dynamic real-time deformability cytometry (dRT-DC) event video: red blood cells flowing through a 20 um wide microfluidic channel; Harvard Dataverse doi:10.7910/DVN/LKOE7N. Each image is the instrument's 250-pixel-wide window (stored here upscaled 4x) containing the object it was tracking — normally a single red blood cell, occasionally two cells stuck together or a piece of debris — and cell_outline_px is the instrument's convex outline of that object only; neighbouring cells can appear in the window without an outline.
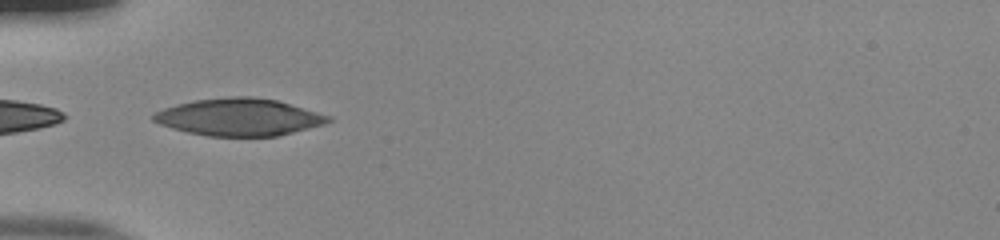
{"species": "human", "species_latin": "Homo sapiens", "temperature_condition": "room temperature", "stored_images_in_passage": 36, "camera_frame_rate_fps": 3000, "um_per_image_px": 0.085, "donor": {"sex": "male"}, "frame": {"image": 1, "passage_image": 1, "time_ms": 0.0, "image_size_px": [1000, 240], "cell_outline_px": [[332, 120], [324, 124], [276, 136], [208, 136], [188, 132], [172, 128], [160, 124], [152, 120], [152, 116], [156, 112], [164, 108], [176, 104], [196, 100], [228, 96], [252, 96], [276, 100], [332, 116]], "centroid_in_image_um": [20.32, 9.95], "position_along_channel_um": 64.7, "area_um2": 37.74}}
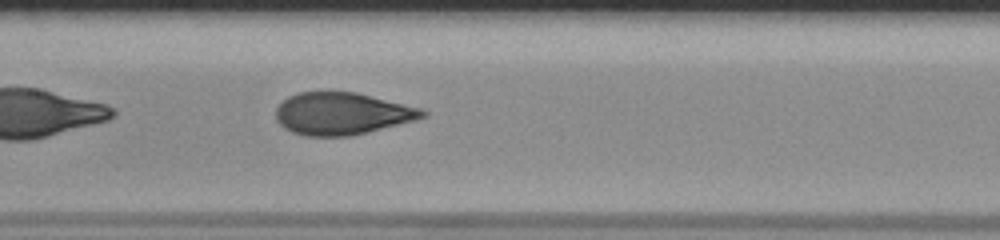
{"frame": {"image": 2, "passage_image": 10, "time_ms": 3.0, "image_size_px": [1000, 240], "cell_outline_px": [[428, 116], [416, 120], [352, 136], [304, 136], [292, 132], [284, 128], [276, 120], [276, 108], [288, 96], [300, 92], [356, 92], [424, 108], [428, 112]], "centroid_in_image_um": [29.11, 9.66], "position_along_channel_um": 178.3, "area_um2": 36.36}}
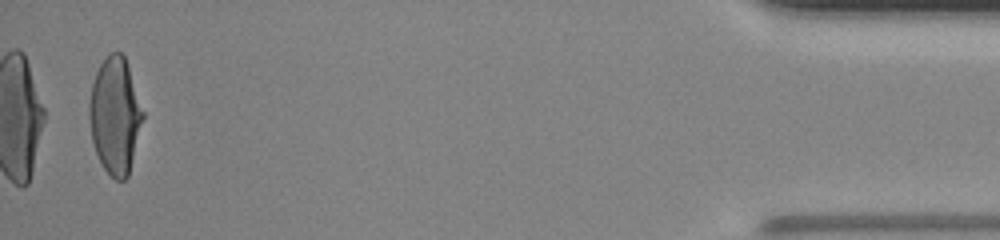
{"frame": {"image": 3, "passage_image": 35, "time_ms": 11.333, "image_size_px": [1000, 240], "cell_outline_px": [[144, 116], [128, 176], [124, 180], [116, 180], [104, 168], [96, 152], [92, 140], [88, 116], [88, 104], [92, 84], [96, 72], [100, 64], [112, 52], [120, 52], [124, 56], [128, 64], [144, 112]], "centroid_in_image_um": [9.78, 9.81], "position_along_channel_um": 425.4, "area_um2": 36.24}, "authors_computed_cell_mechanics": {"area_um2": 36.7897, "velocity_mm_per_s": 3.8856, "shape_relaxation_time_tau1_ms": 7.3785, "shape_relaxation_time_tau2_ms": null, "deformation_change_tau1": 0.252, "deformation_change_tau2": null}}